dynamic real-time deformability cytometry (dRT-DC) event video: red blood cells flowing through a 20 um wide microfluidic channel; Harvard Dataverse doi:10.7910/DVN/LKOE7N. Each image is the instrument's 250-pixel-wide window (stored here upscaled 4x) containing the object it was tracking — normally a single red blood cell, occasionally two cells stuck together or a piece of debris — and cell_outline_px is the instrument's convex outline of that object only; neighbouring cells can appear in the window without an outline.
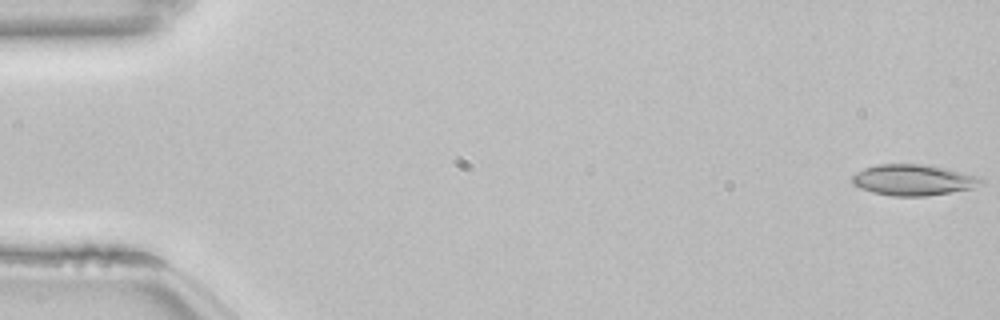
{"species": "common noctule bat (a hibernating species)", "species_latin": "Nyctalus noctula", "temperature_condition": "room temperature", "stored_images_in_passage": 54, "camera_frame_rate_fps": 3000, "um_per_image_px": 0.085, "animal": {"sex": "female", "body_mass_g": 22.7, "forearm_length_mm": 54.2}, "frame": {"image": 1, "passage_image": 1, "time_ms": 0.0, "image_size_px": [1000, 320], "cell_outline_px": [[984, 184], [972, 188], [928, 196], [892, 196], [872, 192], [860, 188], [852, 184], [852, 176], [856, 172], [864, 168], [876, 164], [924, 164], [948, 168], [976, 176], [984, 180]], "centroid_in_image_um": [77.62, 15.29], "position_along_channel_um": 7.4, "area_um2": 23.41}}
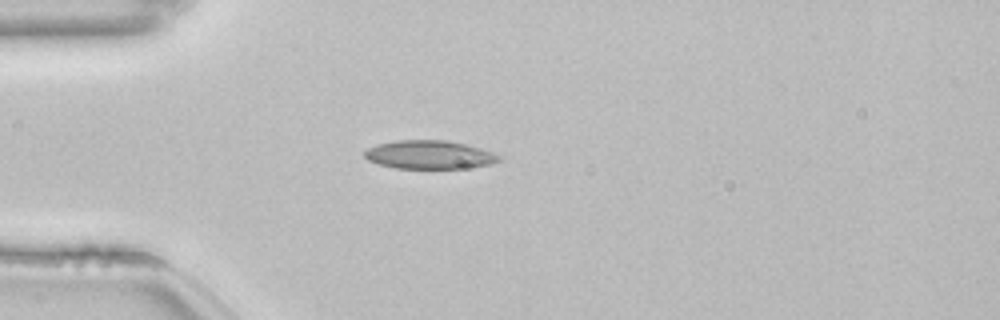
{"frame": {"image": 2, "passage_image": 15, "time_ms": 4.667, "image_size_px": [1000, 320], "cell_outline_px": [[500, 160], [488, 164], [468, 168], [396, 168], [380, 164], [368, 160], [364, 156], [364, 152], [368, 148], [380, 144], [396, 140], [448, 140], [480, 148], [492, 152], [500, 156]], "centroid_in_image_um": [36.49, 13.15], "position_along_channel_um": 48.5, "area_um2": 22.02}}
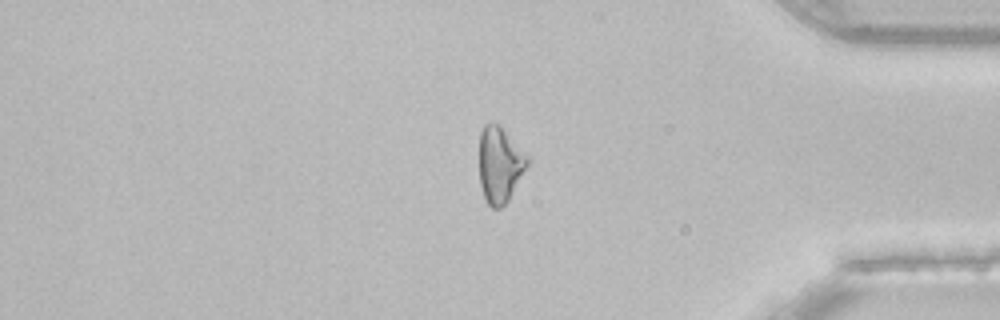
{"frame": {"image": 3, "passage_image": 45, "time_ms": 14.667, "image_size_px": [1000, 320], "cell_outline_px": [[528, 164], [508, 200], [500, 208], [492, 208], [488, 204], [484, 196], [480, 184], [480, 132], [484, 124], [496, 124], [528, 156]], "centroid_in_image_um": [42.46, 14.04], "position_along_channel_um": 392.7, "area_um2": 20.52}, "authors_computed_cell_mechanics": {"area_um2": 21.7328, "velocity_mm_per_s": 3.8553, "shape_relaxation_time_tau1_ms": 7.1609, "shape_relaxation_time_tau2_ms": 5.6205, "deformation_change_tau1": 0.1314, "deformation_change_tau2": 0.1186}}